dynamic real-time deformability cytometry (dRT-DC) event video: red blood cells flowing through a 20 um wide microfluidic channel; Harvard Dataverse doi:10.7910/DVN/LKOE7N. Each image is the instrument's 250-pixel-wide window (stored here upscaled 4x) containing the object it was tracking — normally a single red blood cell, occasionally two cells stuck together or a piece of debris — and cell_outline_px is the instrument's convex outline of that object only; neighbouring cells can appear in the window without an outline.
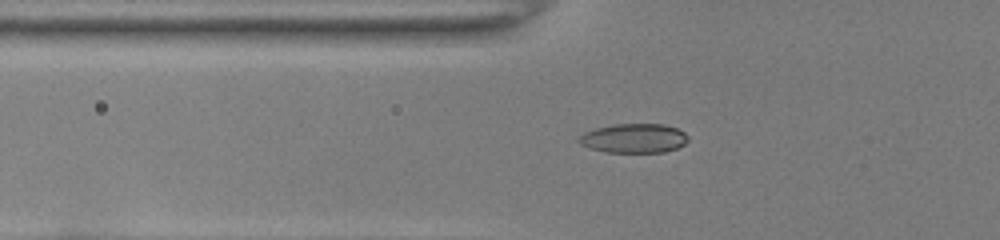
{"species": "common noctule bat (a hibernating species)", "species_latin": "Nyctalus noctula", "temperature_condition": "room temperature", "stored_images_in_passage": 51, "camera_frame_rate_fps": 3000, "um_per_image_px": 0.085, "animal": {"sex": "female", "body_mass_g": 22.0, "forearm_length_mm": 56.7}, "frame": {"image": 1, "passage_image": 19, "time_ms": 6.0, "image_size_px": [1000, 240], "cell_outline_px": [[688, 140], [684, 144], [676, 148], [664, 152], [608, 152], [592, 148], [580, 144], [576, 140], [584, 132], [596, 128], [612, 124], [664, 124], [676, 128], [684, 132], [688, 136]], "centroid_in_image_um": [53.88, 11.74], "position_along_channel_um": 71.9, "area_um2": 18.55}}
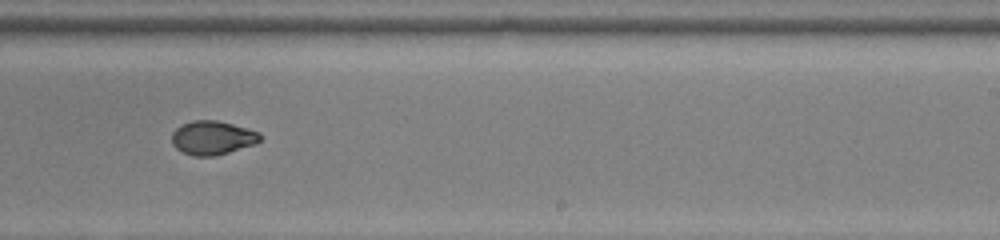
{"frame": {"image": 2, "passage_image": 34, "time_ms": 11.0, "image_size_px": [1000, 240], "cell_outline_px": [[260, 140], [256, 144], [216, 156], [192, 156], [176, 148], [172, 144], [172, 132], [180, 124], [192, 120], [216, 120], [232, 124], [260, 132]], "centroid_in_image_um": [18.04, 11.71], "position_along_channel_um": 271.0, "area_um2": 17.51}}
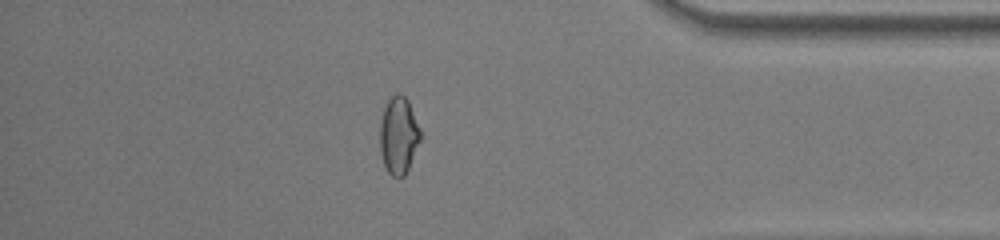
{"frame": {"image": 3, "passage_image": 45, "time_ms": 14.667, "image_size_px": [1000, 240], "cell_outline_px": [[424, 136], [404, 176], [392, 176], [388, 172], [384, 164], [380, 152], [380, 124], [384, 108], [388, 100], [396, 92], [400, 92], [408, 100]], "centroid_in_image_um": [33.92, 11.49], "position_along_channel_um": 401.3, "area_um2": 18.5}, "authors_computed_cell_mechanics": {"area_um2": 18.2648, "velocity_mm_per_s": 4.0354, "shape_relaxation_time_tau1_ms": 6.1522, "shape_relaxation_time_tau2_ms": 1.5579, "deformation_change_tau1": 0.1919, "deformation_change_tau2": 0.0421}}